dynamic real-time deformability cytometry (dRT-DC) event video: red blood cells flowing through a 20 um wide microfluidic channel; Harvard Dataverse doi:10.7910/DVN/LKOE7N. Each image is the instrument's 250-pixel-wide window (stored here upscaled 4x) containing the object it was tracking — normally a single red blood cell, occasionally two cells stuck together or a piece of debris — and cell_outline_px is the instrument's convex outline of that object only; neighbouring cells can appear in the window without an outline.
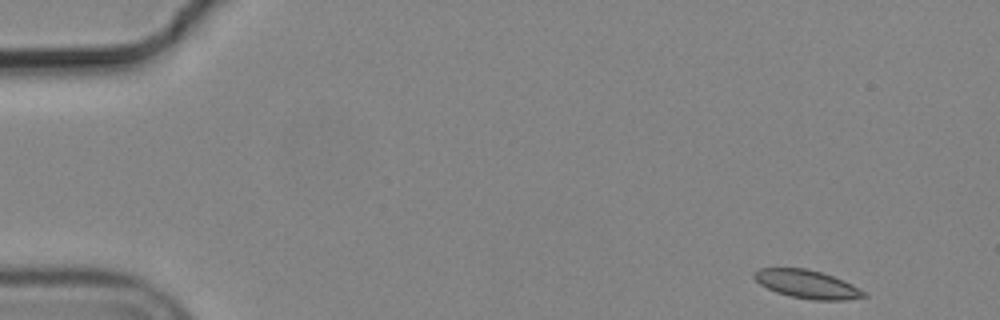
{"species": "common noctule bat (a hibernating species)", "species_latin": "Nyctalus noctula", "temperature_condition": "cold", "stored_images_in_passage": 8, "camera_frame_rate_fps": 3000, "um_per_image_px": 0.085, "animal": {"sex": "male", "body_mass_g": 19.2, "forearm_length_mm": 51.8}, "frame": {"image": 1, "passage_image": 1, "time_ms": 0.0, "image_size_px": [1000, 320], "cell_outline_px": [[868, 296], [844, 300], [812, 300], [792, 296], [776, 292], [760, 284], [752, 276], [752, 272], [760, 268], [808, 268], [844, 280], [868, 292]], "centroid_in_image_um": [68.62, 24.15], "position_along_channel_um": 16.4, "area_um2": 18.15}}